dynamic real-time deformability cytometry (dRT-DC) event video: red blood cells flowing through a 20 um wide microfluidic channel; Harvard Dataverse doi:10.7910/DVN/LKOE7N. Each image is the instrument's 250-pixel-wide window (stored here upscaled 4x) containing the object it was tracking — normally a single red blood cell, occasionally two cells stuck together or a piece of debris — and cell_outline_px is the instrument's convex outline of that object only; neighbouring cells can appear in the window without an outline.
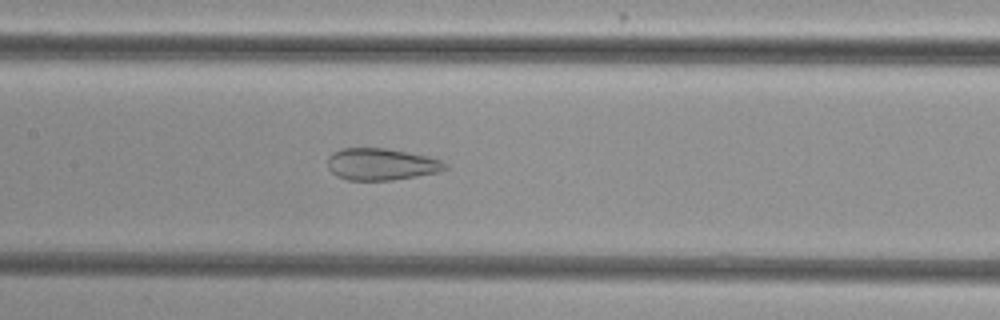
{"species": "common noctule bat (a hibernating species)", "species_latin": "Nyctalus noctula", "temperature_condition": "cold", "stored_images_in_passage": 37, "camera_frame_rate_fps": 3000, "um_per_image_px": 0.085, "animal": {"sex": "female", "body_mass_g": 29.2, "forearm_length_mm": 56.3}, "frame": {"image": 1, "passage_image": 15, "time_ms": 4.667, "image_size_px": [1000, 320], "cell_outline_px": [[448, 168], [444, 172], [392, 180], [348, 180], [336, 176], [328, 168], [328, 156], [332, 152], [340, 148], [388, 148], [428, 156], [440, 160], [448, 164]], "centroid_in_image_um": [32.44, 13.96], "position_along_channel_um": 175.0, "area_um2": 22.2}}
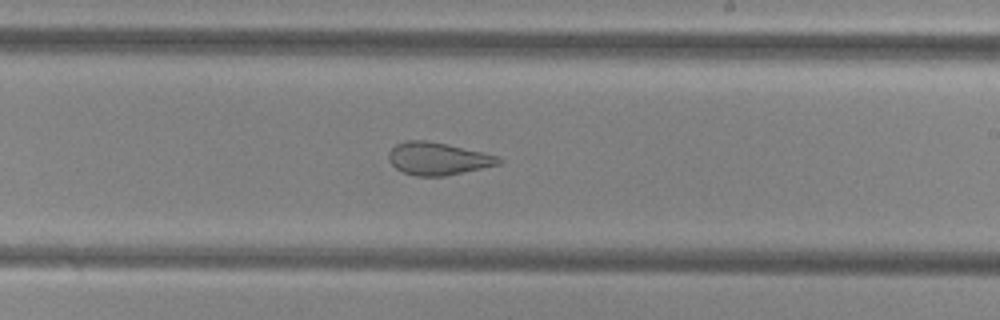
{"frame": {"image": 2, "passage_image": 21, "time_ms": 6.667, "image_size_px": [1000, 320], "cell_outline_px": [[504, 160], [500, 164], [444, 176], [416, 176], [404, 172], [396, 168], [388, 160], [388, 152], [396, 144], [404, 140], [424, 140], [444, 144], [500, 156]], "centroid_in_image_um": [37.2, 13.48], "position_along_channel_um": 251.8, "area_um2": 20.69}}
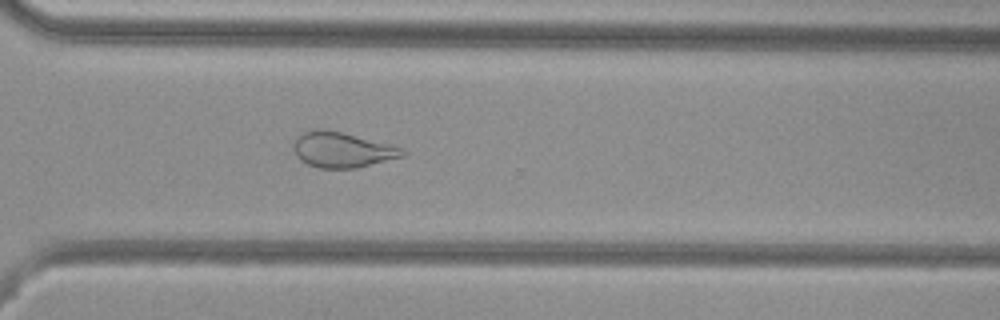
{"frame": {"image": 3, "passage_image": 28, "time_ms": 9.0, "image_size_px": [1000, 320], "cell_outline_px": [[408, 152], [404, 156], [356, 168], [320, 168], [308, 164], [300, 160], [296, 156], [292, 144], [304, 132], [320, 128], [324, 128], [340, 132], [400, 148]], "centroid_in_image_um": [29.04, 12.75], "position_along_channel_um": 341.6, "area_um2": 21.91}, "authors_computed_cell_mechanics": {"area_um2": 21.9062, "velocity_mm_per_s": 3.8501, "shape_relaxation_time_tau1_ms": null, "shape_relaxation_time_tau2_ms": 1.6336, "deformation_change_tau1": null, "deformation_change_tau2": 0.0823}}